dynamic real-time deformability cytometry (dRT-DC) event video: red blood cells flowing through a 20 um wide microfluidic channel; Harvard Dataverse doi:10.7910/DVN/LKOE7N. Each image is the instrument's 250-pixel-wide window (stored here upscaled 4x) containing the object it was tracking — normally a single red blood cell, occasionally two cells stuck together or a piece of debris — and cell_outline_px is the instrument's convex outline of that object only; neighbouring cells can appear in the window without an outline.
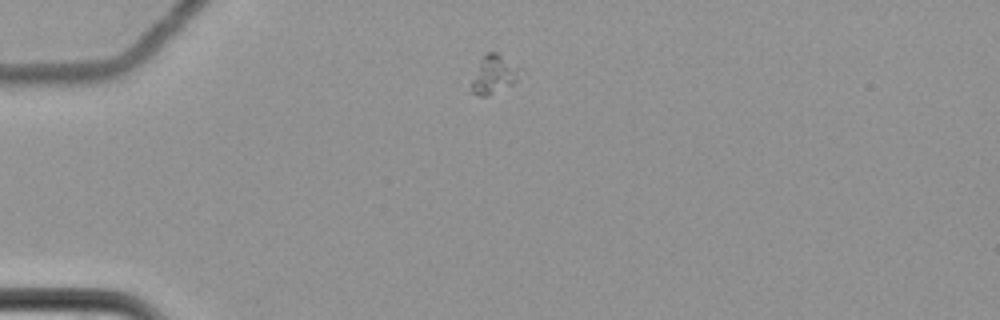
{"species": "common noctule bat (a hibernating species)", "species_latin": "Nyctalus noctula", "temperature_condition": "cold", "stored_images_in_passage": 4, "camera_frame_rate_fps": 3000, "um_per_image_px": 0.085, "animal": {"sex": "female", "body_mass_g": 22.7, "forearm_length_mm": 54.2}, "frame": {"image": 1, "passage_image": 1, "time_ms": 0.0, "image_size_px": [1000, 320], "cell_outline_px": [[524, 68], [520, 80], [488, 96], [480, 96], [468, 92], [472, 80], [480, 60], [488, 52], [496, 52]], "centroid_in_image_um": [42.03, 6.35], "position_along_channel_um": 43.0, "area_um2": 11.27}}
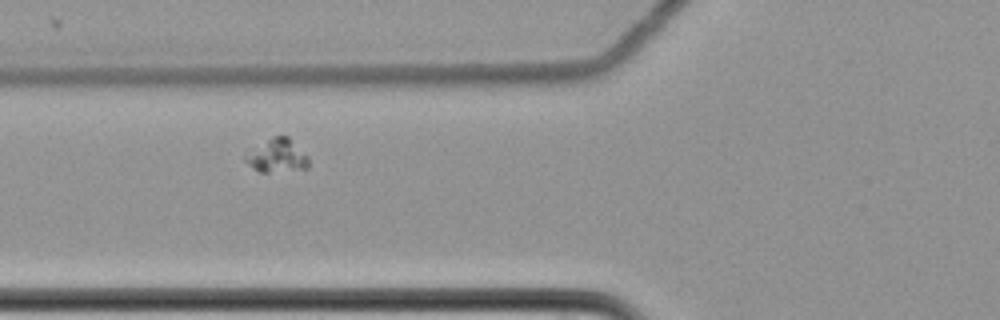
{"frame": {"image": 2, "passage_image": 3, "time_ms": 0.667, "image_size_px": [1000, 320], "cell_outline_px": [[308, 168], [268, 172], [260, 172], [252, 168], [244, 160], [244, 156], [272, 136], [288, 136], [308, 156]], "centroid_in_image_um": [23.56, 13.24], "position_along_channel_um": 102.2, "area_um2": 12.02}}
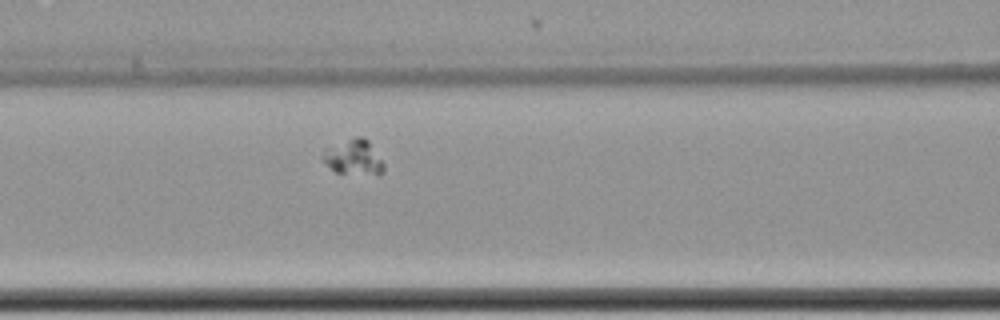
{"frame": {"image": 3, "passage_image": 4, "time_ms": 1.0, "image_size_px": [1000, 320], "cell_outline_px": [[384, 172], [380, 176], [336, 172], [320, 156], [348, 140], [356, 136], [360, 136], [368, 140], [384, 164]], "centroid_in_image_um": [30.18, 13.43], "position_along_channel_um": 136.4, "area_um2": 11.91}}